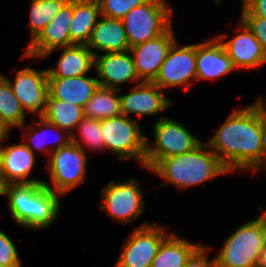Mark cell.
I'll return each instance as SVG.
<instances>
[{"label":"cell","instance_id":"6da1fadb","mask_svg":"<svg viewBox=\"0 0 266 267\" xmlns=\"http://www.w3.org/2000/svg\"><path fill=\"white\" fill-rule=\"evenodd\" d=\"M207 145L229 173L260 170L264 165L261 99L231 113Z\"/></svg>","mask_w":266,"mask_h":267},{"label":"cell","instance_id":"7a4b0ae2","mask_svg":"<svg viewBox=\"0 0 266 267\" xmlns=\"http://www.w3.org/2000/svg\"><path fill=\"white\" fill-rule=\"evenodd\" d=\"M0 195H7L13 219L25 228L46 229L58 216L61 195L41 182L9 183Z\"/></svg>","mask_w":266,"mask_h":267},{"label":"cell","instance_id":"3957f363","mask_svg":"<svg viewBox=\"0 0 266 267\" xmlns=\"http://www.w3.org/2000/svg\"><path fill=\"white\" fill-rule=\"evenodd\" d=\"M208 148L207 143H201L192 151L162 158L150 171L183 189L228 173L219 157Z\"/></svg>","mask_w":266,"mask_h":267},{"label":"cell","instance_id":"277c9868","mask_svg":"<svg viewBox=\"0 0 266 267\" xmlns=\"http://www.w3.org/2000/svg\"><path fill=\"white\" fill-rule=\"evenodd\" d=\"M266 241V212L250 220L225 240L216 267H257Z\"/></svg>","mask_w":266,"mask_h":267},{"label":"cell","instance_id":"5b68a950","mask_svg":"<svg viewBox=\"0 0 266 267\" xmlns=\"http://www.w3.org/2000/svg\"><path fill=\"white\" fill-rule=\"evenodd\" d=\"M85 152L83 145L73 132L71 142L67 146L61 147L49 155L47 168L54 186L51 187L45 181L43 184L64 196L72 188L83 183L86 178L87 157Z\"/></svg>","mask_w":266,"mask_h":267},{"label":"cell","instance_id":"8992f818","mask_svg":"<svg viewBox=\"0 0 266 267\" xmlns=\"http://www.w3.org/2000/svg\"><path fill=\"white\" fill-rule=\"evenodd\" d=\"M173 10L165 0H148L122 19L130 48L162 35L171 26Z\"/></svg>","mask_w":266,"mask_h":267},{"label":"cell","instance_id":"52a82bcc","mask_svg":"<svg viewBox=\"0 0 266 267\" xmlns=\"http://www.w3.org/2000/svg\"><path fill=\"white\" fill-rule=\"evenodd\" d=\"M154 134L153 146L146 138L144 167L149 170L162 158L192 151L202 143L184 125L164 116L155 122Z\"/></svg>","mask_w":266,"mask_h":267},{"label":"cell","instance_id":"ba28073f","mask_svg":"<svg viewBox=\"0 0 266 267\" xmlns=\"http://www.w3.org/2000/svg\"><path fill=\"white\" fill-rule=\"evenodd\" d=\"M101 131L105 149L117 154L119 160L134 158L144 167L146 136L132 117L120 114L101 119Z\"/></svg>","mask_w":266,"mask_h":267},{"label":"cell","instance_id":"9c48e42d","mask_svg":"<svg viewBox=\"0 0 266 267\" xmlns=\"http://www.w3.org/2000/svg\"><path fill=\"white\" fill-rule=\"evenodd\" d=\"M165 228L144 223L125 241L115 267H151L157 250L168 236Z\"/></svg>","mask_w":266,"mask_h":267},{"label":"cell","instance_id":"30bf717a","mask_svg":"<svg viewBox=\"0 0 266 267\" xmlns=\"http://www.w3.org/2000/svg\"><path fill=\"white\" fill-rule=\"evenodd\" d=\"M139 184L134 179L123 183L111 181L102 189L100 210H105L113 220L123 224L137 219L145 204Z\"/></svg>","mask_w":266,"mask_h":267},{"label":"cell","instance_id":"8fae6325","mask_svg":"<svg viewBox=\"0 0 266 267\" xmlns=\"http://www.w3.org/2000/svg\"><path fill=\"white\" fill-rule=\"evenodd\" d=\"M192 80H196V44L180 48L176 41L153 83L163 90L167 87L185 86L187 91Z\"/></svg>","mask_w":266,"mask_h":267},{"label":"cell","instance_id":"7c38bea8","mask_svg":"<svg viewBox=\"0 0 266 267\" xmlns=\"http://www.w3.org/2000/svg\"><path fill=\"white\" fill-rule=\"evenodd\" d=\"M73 15V0H68L52 21L27 46L23 58H45L57 48L73 45L70 39V23Z\"/></svg>","mask_w":266,"mask_h":267},{"label":"cell","instance_id":"4fadbf2b","mask_svg":"<svg viewBox=\"0 0 266 267\" xmlns=\"http://www.w3.org/2000/svg\"><path fill=\"white\" fill-rule=\"evenodd\" d=\"M172 26L162 35L130 48L137 75L141 81L153 82L160 67L176 42Z\"/></svg>","mask_w":266,"mask_h":267},{"label":"cell","instance_id":"5bb4252c","mask_svg":"<svg viewBox=\"0 0 266 267\" xmlns=\"http://www.w3.org/2000/svg\"><path fill=\"white\" fill-rule=\"evenodd\" d=\"M10 84L24 111L38 113L42 116L48 97V72L26 67L19 70L15 80L3 76ZM40 108V109H39Z\"/></svg>","mask_w":266,"mask_h":267},{"label":"cell","instance_id":"9a60e30c","mask_svg":"<svg viewBox=\"0 0 266 267\" xmlns=\"http://www.w3.org/2000/svg\"><path fill=\"white\" fill-rule=\"evenodd\" d=\"M132 92L120 95L121 114L144 116L156 115L167 110L172 102L163 94V89L153 82L140 81Z\"/></svg>","mask_w":266,"mask_h":267},{"label":"cell","instance_id":"2e32d148","mask_svg":"<svg viewBox=\"0 0 266 267\" xmlns=\"http://www.w3.org/2000/svg\"><path fill=\"white\" fill-rule=\"evenodd\" d=\"M99 86L118 89L129 81H140L130 51L98 54L94 57Z\"/></svg>","mask_w":266,"mask_h":267},{"label":"cell","instance_id":"e0dca14e","mask_svg":"<svg viewBox=\"0 0 266 267\" xmlns=\"http://www.w3.org/2000/svg\"><path fill=\"white\" fill-rule=\"evenodd\" d=\"M239 27L235 37L229 41H224L227 34L218 36L217 38L223 44L229 58L235 68L254 69L266 62V56L263 52L260 42L254 37L252 31L247 25L240 20Z\"/></svg>","mask_w":266,"mask_h":267},{"label":"cell","instance_id":"ac0fdd59","mask_svg":"<svg viewBox=\"0 0 266 267\" xmlns=\"http://www.w3.org/2000/svg\"><path fill=\"white\" fill-rule=\"evenodd\" d=\"M35 163V154L25 144L0 147V183H33L43 180L28 179Z\"/></svg>","mask_w":266,"mask_h":267},{"label":"cell","instance_id":"d6986e66","mask_svg":"<svg viewBox=\"0 0 266 267\" xmlns=\"http://www.w3.org/2000/svg\"><path fill=\"white\" fill-rule=\"evenodd\" d=\"M236 69L218 38L196 44V80L219 78Z\"/></svg>","mask_w":266,"mask_h":267},{"label":"cell","instance_id":"ffe728a7","mask_svg":"<svg viewBox=\"0 0 266 267\" xmlns=\"http://www.w3.org/2000/svg\"><path fill=\"white\" fill-rule=\"evenodd\" d=\"M99 83L96 78L85 75L60 78L48 77V94L52 99L63 100L84 107L93 96Z\"/></svg>","mask_w":266,"mask_h":267},{"label":"cell","instance_id":"44dd1931","mask_svg":"<svg viewBox=\"0 0 266 267\" xmlns=\"http://www.w3.org/2000/svg\"><path fill=\"white\" fill-rule=\"evenodd\" d=\"M86 46L93 50L94 55V49L106 53L130 50L122 20L101 16Z\"/></svg>","mask_w":266,"mask_h":267},{"label":"cell","instance_id":"7402d4cb","mask_svg":"<svg viewBox=\"0 0 266 267\" xmlns=\"http://www.w3.org/2000/svg\"><path fill=\"white\" fill-rule=\"evenodd\" d=\"M63 52L55 69H48V77L69 78L86 75L94 67V53L84 44L61 48Z\"/></svg>","mask_w":266,"mask_h":267},{"label":"cell","instance_id":"603a6c76","mask_svg":"<svg viewBox=\"0 0 266 267\" xmlns=\"http://www.w3.org/2000/svg\"><path fill=\"white\" fill-rule=\"evenodd\" d=\"M101 16L97 0H73V15L69 28L71 41L74 44L87 45Z\"/></svg>","mask_w":266,"mask_h":267},{"label":"cell","instance_id":"cb8c5ba5","mask_svg":"<svg viewBox=\"0 0 266 267\" xmlns=\"http://www.w3.org/2000/svg\"><path fill=\"white\" fill-rule=\"evenodd\" d=\"M200 246L169 234L160 244L151 267H184Z\"/></svg>","mask_w":266,"mask_h":267},{"label":"cell","instance_id":"d4e9b609","mask_svg":"<svg viewBox=\"0 0 266 267\" xmlns=\"http://www.w3.org/2000/svg\"><path fill=\"white\" fill-rule=\"evenodd\" d=\"M42 117L60 129L68 131L71 135L84 117L83 107L63 100L52 99L48 95Z\"/></svg>","mask_w":266,"mask_h":267},{"label":"cell","instance_id":"484cf974","mask_svg":"<svg viewBox=\"0 0 266 267\" xmlns=\"http://www.w3.org/2000/svg\"><path fill=\"white\" fill-rule=\"evenodd\" d=\"M119 90L98 86L83 107L84 117L101 120L120 115V95H117Z\"/></svg>","mask_w":266,"mask_h":267},{"label":"cell","instance_id":"4316f807","mask_svg":"<svg viewBox=\"0 0 266 267\" xmlns=\"http://www.w3.org/2000/svg\"><path fill=\"white\" fill-rule=\"evenodd\" d=\"M25 114L10 84L0 75V120L10 128L21 127L25 124Z\"/></svg>","mask_w":266,"mask_h":267},{"label":"cell","instance_id":"83f0119b","mask_svg":"<svg viewBox=\"0 0 266 267\" xmlns=\"http://www.w3.org/2000/svg\"><path fill=\"white\" fill-rule=\"evenodd\" d=\"M68 0H33L30 9V26L33 41L57 15Z\"/></svg>","mask_w":266,"mask_h":267},{"label":"cell","instance_id":"f1b7e54d","mask_svg":"<svg viewBox=\"0 0 266 267\" xmlns=\"http://www.w3.org/2000/svg\"><path fill=\"white\" fill-rule=\"evenodd\" d=\"M40 118V121L37 123H35V125H36V127H37V125L38 126H40V131L38 130V128H37V130H36V128H34L35 126H33V127H31L32 128V131H26L25 129H24V126H25V124L23 125V126H21V127H19V129L20 128H22L23 130H24V132L23 133H25L26 135L25 136H28L27 138H28V142L29 143H24L32 152L34 151V147H36V149L37 150H43L44 151V153L45 152H48V154H50V153H52L53 151H55V150H57V149H59V148H61V147H64V146H67L70 142H71V135L69 134V133H67V135L65 136V135H61V133L62 132H64V130L63 129H60L58 126H56V125H54V124H52V123H50V122H48L46 119H44L42 116H40L39 117ZM41 129H42V131L43 130H47V129H52V130H54V132L57 130V134H60L59 136V138L57 139V141L55 142V144H57L55 147L53 146H51V147H45V146H43V144H45L46 142V140H45V138H46V136L43 134V133H45L46 131H44L43 133H42V131H41ZM49 130V131H50ZM61 132V133H60ZM31 134H32V136H31ZM45 137V138H44ZM35 145H34V144ZM32 144L34 145V147L32 146Z\"/></svg>","mask_w":266,"mask_h":267},{"label":"cell","instance_id":"f546056e","mask_svg":"<svg viewBox=\"0 0 266 267\" xmlns=\"http://www.w3.org/2000/svg\"><path fill=\"white\" fill-rule=\"evenodd\" d=\"M76 129H78L84 145H87L90 149L93 148V150H105V143L101 131V120L83 117L77 124Z\"/></svg>","mask_w":266,"mask_h":267},{"label":"cell","instance_id":"4dcf8cb0","mask_svg":"<svg viewBox=\"0 0 266 267\" xmlns=\"http://www.w3.org/2000/svg\"><path fill=\"white\" fill-rule=\"evenodd\" d=\"M101 15L122 20L132 9L146 3L148 0H97Z\"/></svg>","mask_w":266,"mask_h":267},{"label":"cell","instance_id":"1f68e13d","mask_svg":"<svg viewBox=\"0 0 266 267\" xmlns=\"http://www.w3.org/2000/svg\"><path fill=\"white\" fill-rule=\"evenodd\" d=\"M0 265L22 266L14 242L0 229Z\"/></svg>","mask_w":266,"mask_h":267},{"label":"cell","instance_id":"d6a6232c","mask_svg":"<svg viewBox=\"0 0 266 267\" xmlns=\"http://www.w3.org/2000/svg\"><path fill=\"white\" fill-rule=\"evenodd\" d=\"M241 21L252 31L254 37L260 42L266 56V19L254 16L252 13H242Z\"/></svg>","mask_w":266,"mask_h":267},{"label":"cell","instance_id":"836d02e7","mask_svg":"<svg viewBox=\"0 0 266 267\" xmlns=\"http://www.w3.org/2000/svg\"><path fill=\"white\" fill-rule=\"evenodd\" d=\"M209 247L200 246L188 259L184 267H216L215 258L211 261L207 258Z\"/></svg>","mask_w":266,"mask_h":267},{"label":"cell","instance_id":"e575fe53","mask_svg":"<svg viewBox=\"0 0 266 267\" xmlns=\"http://www.w3.org/2000/svg\"><path fill=\"white\" fill-rule=\"evenodd\" d=\"M242 10V13H252L254 16L266 19V0H247Z\"/></svg>","mask_w":266,"mask_h":267},{"label":"cell","instance_id":"d590c367","mask_svg":"<svg viewBox=\"0 0 266 267\" xmlns=\"http://www.w3.org/2000/svg\"><path fill=\"white\" fill-rule=\"evenodd\" d=\"M261 130L264 149V166L266 167V104L261 100Z\"/></svg>","mask_w":266,"mask_h":267},{"label":"cell","instance_id":"8d00e7d4","mask_svg":"<svg viewBox=\"0 0 266 267\" xmlns=\"http://www.w3.org/2000/svg\"><path fill=\"white\" fill-rule=\"evenodd\" d=\"M10 127L3 121L0 120V142L7 139Z\"/></svg>","mask_w":266,"mask_h":267},{"label":"cell","instance_id":"74e56055","mask_svg":"<svg viewBox=\"0 0 266 267\" xmlns=\"http://www.w3.org/2000/svg\"><path fill=\"white\" fill-rule=\"evenodd\" d=\"M257 267H266V241L264 244V248L262 249Z\"/></svg>","mask_w":266,"mask_h":267},{"label":"cell","instance_id":"f35d334b","mask_svg":"<svg viewBox=\"0 0 266 267\" xmlns=\"http://www.w3.org/2000/svg\"><path fill=\"white\" fill-rule=\"evenodd\" d=\"M219 0H216V3H220V1L218 2ZM247 2V0H243V4L242 5H244L245 3Z\"/></svg>","mask_w":266,"mask_h":267},{"label":"cell","instance_id":"ab89813d","mask_svg":"<svg viewBox=\"0 0 266 267\" xmlns=\"http://www.w3.org/2000/svg\"><path fill=\"white\" fill-rule=\"evenodd\" d=\"M0 267H21V266H1Z\"/></svg>","mask_w":266,"mask_h":267}]
</instances>
